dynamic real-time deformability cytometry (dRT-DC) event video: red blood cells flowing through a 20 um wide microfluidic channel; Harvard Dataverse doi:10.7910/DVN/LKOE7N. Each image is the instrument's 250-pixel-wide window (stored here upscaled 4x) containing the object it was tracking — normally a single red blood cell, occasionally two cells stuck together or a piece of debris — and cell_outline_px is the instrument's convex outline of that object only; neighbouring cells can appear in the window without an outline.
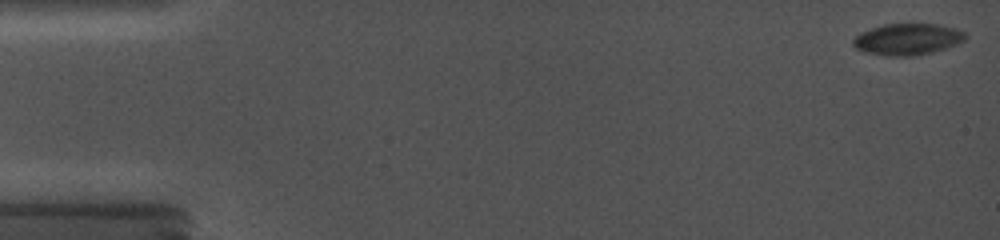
{"species": "common noctule bat (a hibernating species)", "species_latin": "Nyctalus noctula", "temperature_condition": "cold", "stored_images_in_passage": 86, "camera_frame_rate_fps": 5000, "um_per_image_px": 0.085, "animal": {"sex": "female", "body_mass_g": 19.0, "forearm_length_mm": 56.7}, "frame": {"image": 1, "passage_image": 2, "time_ms": 0.2, "image_size_px": [1000, 240], "cell_outline_px": [[968, 36], [964, 40], [956, 44], [932, 52], [912, 56], [888, 56], [868, 52], [856, 48], [852, 44], [852, 40], [860, 32], [884, 24], [936, 24], [956, 28], [964, 32]], "centroid_in_image_um": [77.14, 3.33], "position_along_channel_um": 7.9, "area_um2": 20.4}}
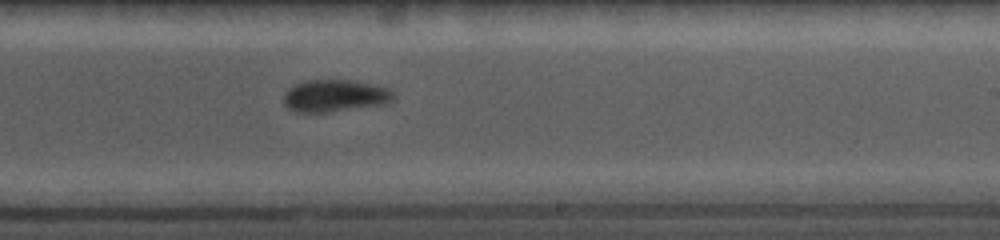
{"frame": {"image": 2, "passage_image": 55, "time_ms": 10.8, "image_size_px": [1000, 240], "cell_outline_px": [[392, 100], [388, 104], [324, 112], [296, 112], [288, 108], [284, 104], [284, 96], [288, 88], [296, 84], [308, 80], [348, 80], [388, 88], [392, 92]], "centroid_in_image_um": [28.44, 8.15], "position_along_channel_um": 260.6, "area_um2": 20.23}}
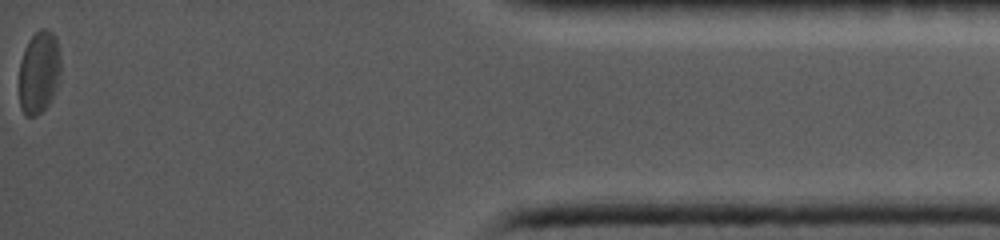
{"frame": {"image": 3, "passage_image": 86, "time_ms": 16.8, "image_size_px": [1000, 240], "cell_outline_px": [[60, 76], [52, 100], [36, 116], [24, 116], [20, 108], [20, 60], [24, 48], [28, 40], [40, 28], [48, 28], [56, 36], [60, 52]], "centroid_in_image_um": [3.32, 6.11], "position_along_channel_um": 431.9, "area_um2": 20.35}}